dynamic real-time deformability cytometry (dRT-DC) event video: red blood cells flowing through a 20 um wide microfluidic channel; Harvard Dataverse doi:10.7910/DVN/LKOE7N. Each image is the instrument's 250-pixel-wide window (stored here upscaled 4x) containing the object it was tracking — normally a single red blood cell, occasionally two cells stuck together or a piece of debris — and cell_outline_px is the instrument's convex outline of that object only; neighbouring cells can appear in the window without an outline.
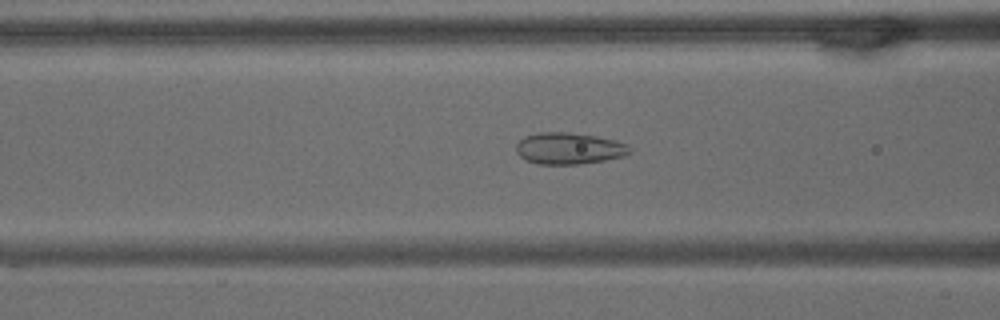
{"species": "common noctule bat (a hibernating species)", "species_latin": "Nyctalus noctula", "temperature_condition": "warm", "stored_images_in_passage": 33, "camera_frame_rate_fps": 3000, "um_per_image_px": 0.085, "animal": {"sex": "male", "body_mass_g": 15.6}, "frame": {"image": 1, "passage_image": 6, "time_ms": 1.667, "image_size_px": [1000, 320], "cell_outline_px": [[632, 152], [624, 156], [604, 160], [580, 164], [536, 164], [524, 160], [516, 152], [516, 144], [524, 136], [540, 132], [568, 132], [596, 136], [616, 140], [632, 148]], "centroid_in_image_um": [48.34, 12.62], "position_along_channel_um": 118.3, "area_um2": 21.04}}
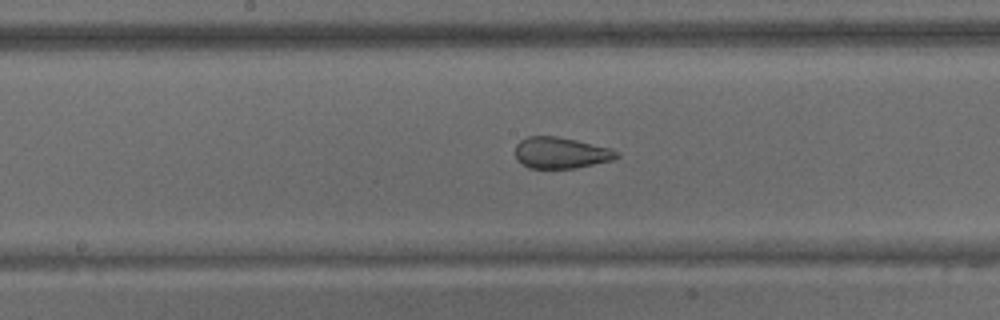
{"frame": {"image": 2, "passage_image": 14, "time_ms": 4.333, "image_size_px": [1000, 320], "cell_outline_px": [[620, 156], [612, 160], [576, 168], [528, 168], [516, 160], [516, 144], [520, 140], [528, 136], [556, 136], [576, 140], [612, 148], [620, 152]], "centroid_in_image_um": [47.68, 12.99], "position_along_channel_um": 200.5, "area_um2": 18.61}}
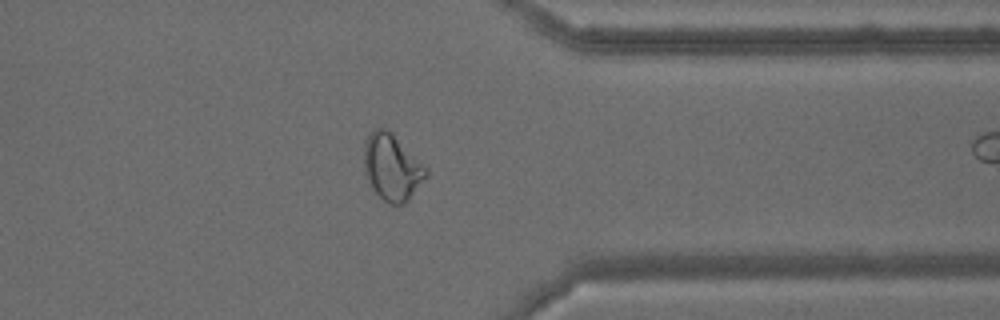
{"frame": {"image": 3, "passage_image": 32, "time_ms": 10.333, "image_size_px": [1000, 320], "cell_outline_px": [[428, 176], [408, 200], [404, 204], [388, 204], [372, 188], [364, 172], [364, 140], [376, 128], [388, 128], [428, 168]], "centroid_in_image_um": [33.33, 14.2], "position_along_channel_um": 378.1, "area_um2": 24.16}}